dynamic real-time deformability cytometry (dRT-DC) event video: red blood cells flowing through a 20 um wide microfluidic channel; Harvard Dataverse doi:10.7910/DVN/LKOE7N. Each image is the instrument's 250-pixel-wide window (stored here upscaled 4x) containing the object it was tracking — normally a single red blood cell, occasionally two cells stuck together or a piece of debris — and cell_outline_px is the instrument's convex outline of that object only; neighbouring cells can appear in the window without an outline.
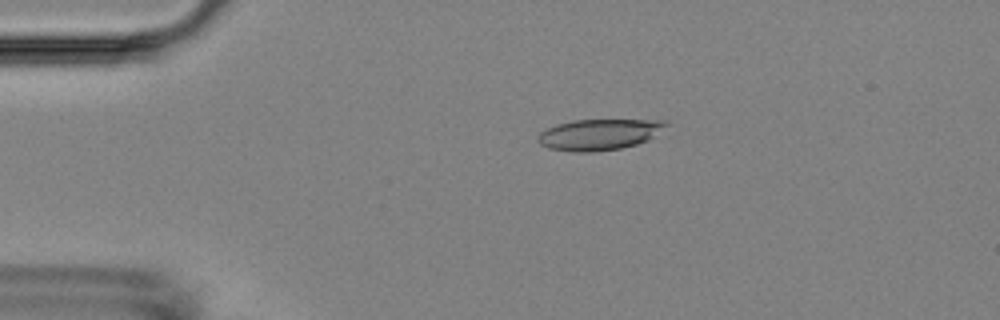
{"species": "Egyptian fruit bat (a non-hibernating species)", "species_latin": "Rousettus aegyptiacus", "temperature_condition": "room temperature", "stored_images_in_passage": 4, "camera_frame_rate_fps": 3000, "um_per_image_px": 0.085, "animal": {"sex": "female"}, "frame": {"image": 1, "passage_image": 1, "time_ms": 0.0, "image_size_px": [1000, 320], "cell_outline_px": [[668, 124], [648, 140], [636, 144], [620, 148], [592, 152], [576, 152], [548, 148], [540, 144], [536, 140], [536, 136], [540, 132], [556, 124], [572, 120], [664, 120]], "centroid_in_image_um": [50.86, 11.43], "position_along_channel_um": 34.1, "area_um2": 23.0}}